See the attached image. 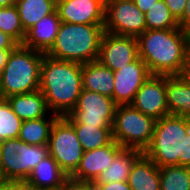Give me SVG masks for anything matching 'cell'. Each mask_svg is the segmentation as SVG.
Listing matches in <instances>:
<instances>
[{
  "mask_svg": "<svg viewBox=\"0 0 190 190\" xmlns=\"http://www.w3.org/2000/svg\"><path fill=\"white\" fill-rule=\"evenodd\" d=\"M139 57L151 75H184L187 73L190 34L180 27L145 30L137 37Z\"/></svg>",
  "mask_w": 190,
  "mask_h": 190,
  "instance_id": "cell-1",
  "label": "cell"
},
{
  "mask_svg": "<svg viewBox=\"0 0 190 190\" xmlns=\"http://www.w3.org/2000/svg\"><path fill=\"white\" fill-rule=\"evenodd\" d=\"M82 89V63L44 55L39 90L51 113L59 117L68 115L75 108Z\"/></svg>",
  "mask_w": 190,
  "mask_h": 190,
  "instance_id": "cell-2",
  "label": "cell"
},
{
  "mask_svg": "<svg viewBox=\"0 0 190 190\" xmlns=\"http://www.w3.org/2000/svg\"><path fill=\"white\" fill-rule=\"evenodd\" d=\"M104 25L61 22L56 40L48 56L78 63L98 60Z\"/></svg>",
  "mask_w": 190,
  "mask_h": 190,
  "instance_id": "cell-3",
  "label": "cell"
},
{
  "mask_svg": "<svg viewBox=\"0 0 190 190\" xmlns=\"http://www.w3.org/2000/svg\"><path fill=\"white\" fill-rule=\"evenodd\" d=\"M45 53L18 45L0 73L3 98L30 93L40 88L41 64Z\"/></svg>",
  "mask_w": 190,
  "mask_h": 190,
  "instance_id": "cell-4",
  "label": "cell"
},
{
  "mask_svg": "<svg viewBox=\"0 0 190 190\" xmlns=\"http://www.w3.org/2000/svg\"><path fill=\"white\" fill-rule=\"evenodd\" d=\"M185 117L167 115L156 120L150 144L143 154L151 159L159 168L165 166H181Z\"/></svg>",
  "mask_w": 190,
  "mask_h": 190,
  "instance_id": "cell-5",
  "label": "cell"
},
{
  "mask_svg": "<svg viewBox=\"0 0 190 190\" xmlns=\"http://www.w3.org/2000/svg\"><path fill=\"white\" fill-rule=\"evenodd\" d=\"M48 155V145H30L19 138L1 141V181H26L37 164Z\"/></svg>",
  "mask_w": 190,
  "mask_h": 190,
  "instance_id": "cell-6",
  "label": "cell"
},
{
  "mask_svg": "<svg viewBox=\"0 0 190 190\" xmlns=\"http://www.w3.org/2000/svg\"><path fill=\"white\" fill-rule=\"evenodd\" d=\"M156 120L131 104L117 105L112 124L113 140L123 148L141 152L150 144Z\"/></svg>",
  "mask_w": 190,
  "mask_h": 190,
  "instance_id": "cell-7",
  "label": "cell"
},
{
  "mask_svg": "<svg viewBox=\"0 0 190 190\" xmlns=\"http://www.w3.org/2000/svg\"><path fill=\"white\" fill-rule=\"evenodd\" d=\"M48 147L49 154L70 177L77 170L84 151L73 125L65 117H58L54 122Z\"/></svg>",
  "mask_w": 190,
  "mask_h": 190,
  "instance_id": "cell-8",
  "label": "cell"
},
{
  "mask_svg": "<svg viewBox=\"0 0 190 190\" xmlns=\"http://www.w3.org/2000/svg\"><path fill=\"white\" fill-rule=\"evenodd\" d=\"M116 108L113 98L82 89L75 108L64 117L71 124L112 127Z\"/></svg>",
  "mask_w": 190,
  "mask_h": 190,
  "instance_id": "cell-9",
  "label": "cell"
},
{
  "mask_svg": "<svg viewBox=\"0 0 190 190\" xmlns=\"http://www.w3.org/2000/svg\"><path fill=\"white\" fill-rule=\"evenodd\" d=\"M146 29L145 13L133 1L113 0L105 6V32L137 38Z\"/></svg>",
  "mask_w": 190,
  "mask_h": 190,
  "instance_id": "cell-10",
  "label": "cell"
},
{
  "mask_svg": "<svg viewBox=\"0 0 190 190\" xmlns=\"http://www.w3.org/2000/svg\"><path fill=\"white\" fill-rule=\"evenodd\" d=\"M139 58L136 37L104 32L98 60L113 72Z\"/></svg>",
  "mask_w": 190,
  "mask_h": 190,
  "instance_id": "cell-11",
  "label": "cell"
},
{
  "mask_svg": "<svg viewBox=\"0 0 190 190\" xmlns=\"http://www.w3.org/2000/svg\"><path fill=\"white\" fill-rule=\"evenodd\" d=\"M131 105L155 120L170 115L166 99V75H150Z\"/></svg>",
  "mask_w": 190,
  "mask_h": 190,
  "instance_id": "cell-12",
  "label": "cell"
},
{
  "mask_svg": "<svg viewBox=\"0 0 190 190\" xmlns=\"http://www.w3.org/2000/svg\"><path fill=\"white\" fill-rule=\"evenodd\" d=\"M150 75L146 63L140 57L115 71L114 102L117 105L131 104L136 93Z\"/></svg>",
  "mask_w": 190,
  "mask_h": 190,
  "instance_id": "cell-13",
  "label": "cell"
},
{
  "mask_svg": "<svg viewBox=\"0 0 190 190\" xmlns=\"http://www.w3.org/2000/svg\"><path fill=\"white\" fill-rule=\"evenodd\" d=\"M56 11L64 23L105 24V5L99 0H56Z\"/></svg>",
  "mask_w": 190,
  "mask_h": 190,
  "instance_id": "cell-14",
  "label": "cell"
},
{
  "mask_svg": "<svg viewBox=\"0 0 190 190\" xmlns=\"http://www.w3.org/2000/svg\"><path fill=\"white\" fill-rule=\"evenodd\" d=\"M122 149L123 147L113 140L104 147L84 151L77 170L70 178L77 181L94 182L111 165L115 156Z\"/></svg>",
  "mask_w": 190,
  "mask_h": 190,
  "instance_id": "cell-15",
  "label": "cell"
},
{
  "mask_svg": "<svg viewBox=\"0 0 190 190\" xmlns=\"http://www.w3.org/2000/svg\"><path fill=\"white\" fill-rule=\"evenodd\" d=\"M60 24L57 11L43 17L26 31L22 45L46 54L55 43Z\"/></svg>",
  "mask_w": 190,
  "mask_h": 190,
  "instance_id": "cell-16",
  "label": "cell"
},
{
  "mask_svg": "<svg viewBox=\"0 0 190 190\" xmlns=\"http://www.w3.org/2000/svg\"><path fill=\"white\" fill-rule=\"evenodd\" d=\"M68 178L69 176L49 154L37 164L25 182L34 190H57Z\"/></svg>",
  "mask_w": 190,
  "mask_h": 190,
  "instance_id": "cell-17",
  "label": "cell"
},
{
  "mask_svg": "<svg viewBox=\"0 0 190 190\" xmlns=\"http://www.w3.org/2000/svg\"><path fill=\"white\" fill-rule=\"evenodd\" d=\"M166 99L169 114L190 117V77L184 75L166 76Z\"/></svg>",
  "mask_w": 190,
  "mask_h": 190,
  "instance_id": "cell-18",
  "label": "cell"
},
{
  "mask_svg": "<svg viewBox=\"0 0 190 190\" xmlns=\"http://www.w3.org/2000/svg\"><path fill=\"white\" fill-rule=\"evenodd\" d=\"M5 100L22 121L47 117L51 113L40 90L13 95Z\"/></svg>",
  "mask_w": 190,
  "mask_h": 190,
  "instance_id": "cell-19",
  "label": "cell"
},
{
  "mask_svg": "<svg viewBox=\"0 0 190 190\" xmlns=\"http://www.w3.org/2000/svg\"><path fill=\"white\" fill-rule=\"evenodd\" d=\"M83 89L113 98L114 72L99 60L82 64Z\"/></svg>",
  "mask_w": 190,
  "mask_h": 190,
  "instance_id": "cell-20",
  "label": "cell"
},
{
  "mask_svg": "<svg viewBox=\"0 0 190 190\" xmlns=\"http://www.w3.org/2000/svg\"><path fill=\"white\" fill-rule=\"evenodd\" d=\"M128 184L132 190H161L159 167L142 154L131 168Z\"/></svg>",
  "mask_w": 190,
  "mask_h": 190,
  "instance_id": "cell-21",
  "label": "cell"
},
{
  "mask_svg": "<svg viewBox=\"0 0 190 190\" xmlns=\"http://www.w3.org/2000/svg\"><path fill=\"white\" fill-rule=\"evenodd\" d=\"M142 154L137 149L123 148L94 183L128 182L131 168Z\"/></svg>",
  "mask_w": 190,
  "mask_h": 190,
  "instance_id": "cell-22",
  "label": "cell"
},
{
  "mask_svg": "<svg viewBox=\"0 0 190 190\" xmlns=\"http://www.w3.org/2000/svg\"><path fill=\"white\" fill-rule=\"evenodd\" d=\"M58 117L50 113L47 117L23 121L18 138L30 145H48L51 128Z\"/></svg>",
  "mask_w": 190,
  "mask_h": 190,
  "instance_id": "cell-23",
  "label": "cell"
},
{
  "mask_svg": "<svg viewBox=\"0 0 190 190\" xmlns=\"http://www.w3.org/2000/svg\"><path fill=\"white\" fill-rule=\"evenodd\" d=\"M15 6L23 29L27 31L43 17L56 11V0H17Z\"/></svg>",
  "mask_w": 190,
  "mask_h": 190,
  "instance_id": "cell-24",
  "label": "cell"
},
{
  "mask_svg": "<svg viewBox=\"0 0 190 190\" xmlns=\"http://www.w3.org/2000/svg\"><path fill=\"white\" fill-rule=\"evenodd\" d=\"M83 151L104 147L113 141L112 127L72 124Z\"/></svg>",
  "mask_w": 190,
  "mask_h": 190,
  "instance_id": "cell-25",
  "label": "cell"
},
{
  "mask_svg": "<svg viewBox=\"0 0 190 190\" xmlns=\"http://www.w3.org/2000/svg\"><path fill=\"white\" fill-rule=\"evenodd\" d=\"M159 174L161 190H190V167L165 166Z\"/></svg>",
  "mask_w": 190,
  "mask_h": 190,
  "instance_id": "cell-26",
  "label": "cell"
},
{
  "mask_svg": "<svg viewBox=\"0 0 190 190\" xmlns=\"http://www.w3.org/2000/svg\"><path fill=\"white\" fill-rule=\"evenodd\" d=\"M147 30H165L179 28L178 22L171 15L170 9L164 0H158L145 13Z\"/></svg>",
  "mask_w": 190,
  "mask_h": 190,
  "instance_id": "cell-27",
  "label": "cell"
},
{
  "mask_svg": "<svg viewBox=\"0 0 190 190\" xmlns=\"http://www.w3.org/2000/svg\"><path fill=\"white\" fill-rule=\"evenodd\" d=\"M0 30L22 45L26 31L23 29L17 7H0Z\"/></svg>",
  "mask_w": 190,
  "mask_h": 190,
  "instance_id": "cell-28",
  "label": "cell"
},
{
  "mask_svg": "<svg viewBox=\"0 0 190 190\" xmlns=\"http://www.w3.org/2000/svg\"><path fill=\"white\" fill-rule=\"evenodd\" d=\"M23 121L13 112L8 102L0 101V142L18 138Z\"/></svg>",
  "mask_w": 190,
  "mask_h": 190,
  "instance_id": "cell-29",
  "label": "cell"
},
{
  "mask_svg": "<svg viewBox=\"0 0 190 190\" xmlns=\"http://www.w3.org/2000/svg\"><path fill=\"white\" fill-rule=\"evenodd\" d=\"M187 0H164L168 8L170 9L171 15L178 22L185 11Z\"/></svg>",
  "mask_w": 190,
  "mask_h": 190,
  "instance_id": "cell-30",
  "label": "cell"
},
{
  "mask_svg": "<svg viewBox=\"0 0 190 190\" xmlns=\"http://www.w3.org/2000/svg\"><path fill=\"white\" fill-rule=\"evenodd\" d=\"M60 189L61 190H90V182L77 181L69 177Z\"/></svg>",
  "mask_w": 190,
  "mask_h": 190,
  "instance_id": "cell-31",
  "label": "cell"
},
{
  "mask_svg": "<svg viewBox=\"0 0 190 190\" xmlns=\"http://www.w3.org/2000/svg\"><path fill=\"white\" fill-rule=\"evenodd\" d=\"M0 190H34L25 181H0Z\"/></svg>",
  "mask_w": 190,
  "mask_h": 190,
  "instance_id": "cell-32",
  "label": "cell"
},
{
  "mask_svg": "<svg viewBox=\"0 0 190 190\" xmlns=\"http://www.w3.org/2000/svg\"><path fill=\"white\" fill-rule=\"evenodd\" d=\"M181 166L190 167V135L183 138Z\"/></svg>",
  "mask_w": 190,
  "mask_h": 190,
  "instance_id": "cell-33",
  "label": "cell"
},
{
  "mask_svg": "<svg viewBox=\"0 0 190 190\" xmlns=\"http://www.w3.org/2000/svg\"><path fill=\"white\" fill-rule=\"evenodd\" d=\"M101 190H132L128 182L95 183Z\"/></svg>",
  "mask_w": 190,
  "mask_h": 190,
  "instance_id": "cell-34",
  "label": "cell"
},
{
  "mask_svg": "<svg viewBox=\"0 0 190 190\" xmlns=\"http://www.w3.org/2000/svg\"><path fill=\"white\" fill-rule=\"evenodd\" d=\"M178 26L190 34V0L186 1V8L182 18L178 21Z\"/></svg>",
  "mask_w": 190,
  "mask_h": 190,
  "instance_id": "cell-35",
  "label": "cell"
},
{
  "mask_svg": "<svg viewBox=\"0 0 190 190\" xmlns=\"http://www.w3.org/2000/svg\"><path fill=\"white\" fill-rule=\"evenodd\" d=\"M19 44L0 30V49H15Z\"/></svg>",
  "mask_w": 190,
  "mask_h": 190,
  "instance_id": "cell-36",
  "label": "cell"
},
{
  "mask_svg": "<svg viewBox=\"0 0 190 190\" xmlns=\"http://www.w3.org/2000/svg\"><path fill=\"white\" fill-rule=\"evenodd\" d=\"M158 0H134L135 5L146 13Z\"/></svg>",
  "mask_w": 190,
  "mask_h": 190,
  "instance_id": "cell-37",
  "label": "cell"
},
{
  "mask_svg": "<svg viewBox=\"0 0 190 190\" xmlns=\"http://www.w3.org/2000/svg\"><path fill=\"white\" fill-rule=\"evenodd\" d=\"M14 49H0V73L4 69L10 52Z\"/></svg>",
  "mask_w": 190,
  "mask_h": 190,
  "instance_id": "cell-38",
  "label": "cell"
},
{
  "mask_svg": "<svg viewBox=\"0 0 190 190\" xmlns=\"http://www.w3.org/2000/svg\"><path fill=\"white\" fill-rule=\"evenodd\" d=\"M17 0H0V7H9L15 5Z\"/></svg>",
  "mask_w": 190,
  "mask_h": 190,
  "instance_id": "cell-39",
  "label": "cell"
},
{
  "mask_svg": "<svg viewBox=\"0 0 190 190\" xmlns=\"http://www.w3.org/2000/svg\"><path fill=\"white\" fill-rule=\"evenodd\" d=\"M185 132L187 135H190V117H185Z\"/></svg>",
  "mask_w": 190,
  "mask_h": 190,
  "instance_id": "cell-40",
  "label": "cell"
},
{
  "mask_svg": "<svg viewBox=\"0 0 190 190\" xmlns=\"http://www.w3.org/2000/svg\"><path fill=\"white\" fill-rule=\"evenodd\" d=\"M90 190H101L94 182H90Z\"/></svg>",
  "mask_w": 190,
  "mask_h": 190,
  "instance_id": "cell-41",
  "label": "cell"
},
{
  "mask_svg": "<svg viewBox=\"0 0 190 190\" xmlns=\"http://www.w3.org/2000/svg\"><path fill=\"white\" fill-rule=\"evenodd\" d=\"M186 75L190 77V51H189L188 69Z\"/></svg>",
  "mask_w": 190,
  "mask_h": 190,
  "instance_id": "cell-42",
  "label": "cell"
},
{
  "mask_svg": "<svg viewBox=\"0 0 190 190\" xmlns=\"http://www.w3.org/2000/svg\"><path fill=\"white\" fill-rule=\"evenodd\" d=\"M99 1L106 6L108 3L112 2L113 0H99Z\"/></svg>",
  "mask_w": 190,
  "mask_h": 190,
  "instance_id": "cell-43",
  "label": "cell"
},
{
  "mask_svg": "<svg viewBox=\"0 0 190 190\" xmlns=\"http://www.w3.org/2000/svg\"><path fill=\"white\" fill-rule=\"evenodd\" d=\"M3 96H2V91H1V86H0V101L3 100Z\"/></svg>",
  "mask_w": 190,
  "mask_h": 190,
  "instance_id": "cell-44",
  "label": "cell"
}]
</instances>
